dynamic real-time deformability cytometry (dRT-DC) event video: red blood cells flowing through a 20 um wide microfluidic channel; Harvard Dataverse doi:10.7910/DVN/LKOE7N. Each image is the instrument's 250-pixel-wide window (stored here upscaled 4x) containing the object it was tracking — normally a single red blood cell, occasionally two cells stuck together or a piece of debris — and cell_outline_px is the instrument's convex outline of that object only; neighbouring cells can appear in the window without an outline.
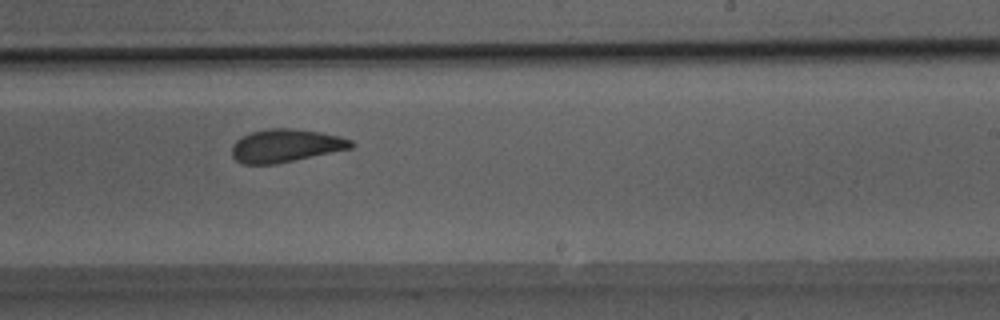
{"species": "Egyptian fruit bat (a non-hibernating species)", "species_latin": "Rousettus aegyptiacus", "temperature_condition": "room temperature", "stored_images_in_passage": 42, "camera_frame_rate_fps": 3000, "um_per_image_px": 0.085, "animal": {"sex": "male"}, "frame": {"image": 1, "passage_image": 27, "time_ms": 8.667, "image_size_px": [1000, 320], "cell_outline_px": [[356, 144], [352, 148], [276, 164], [244, 164], [236, 160], [232, 156], [232, 144], [236, 140], [252, 132], [268, 128], [292, 128], [320, 132], [340, 136], [352, 140]], "centroid_in_image_um": [24.3, 12.38], "position_along_channel_um": 264.7, "area_um2": 22.95}}
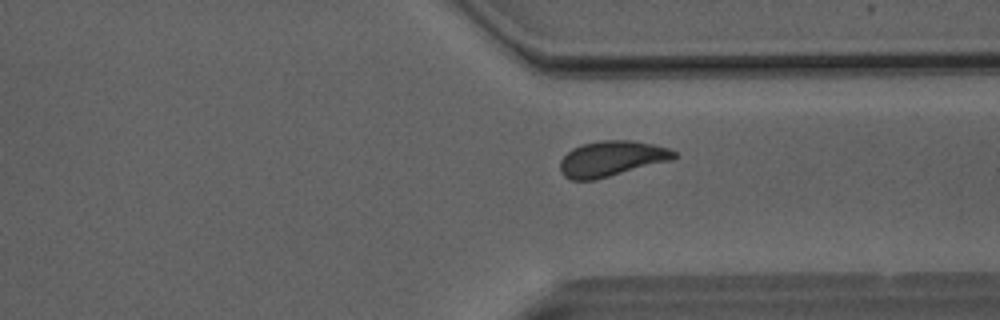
{"frame": {"image": 2, "passage_image": 34, "time_ms": 11.0, "image_size_px": [1000, 320], "cell_outline_px": [[680, 156], [672, 160], [596, 180], [572, 180], [564, 176], [560, 172], [560, 160], [572, 148], [580, 144], [600, 140], [632, 140], [652, 144], [668, 148], [676, 152]], "centroid_in_image_um": [51.99, 13.49], "position_along_channel_um": 359.4, "area_um2": 23.81}}
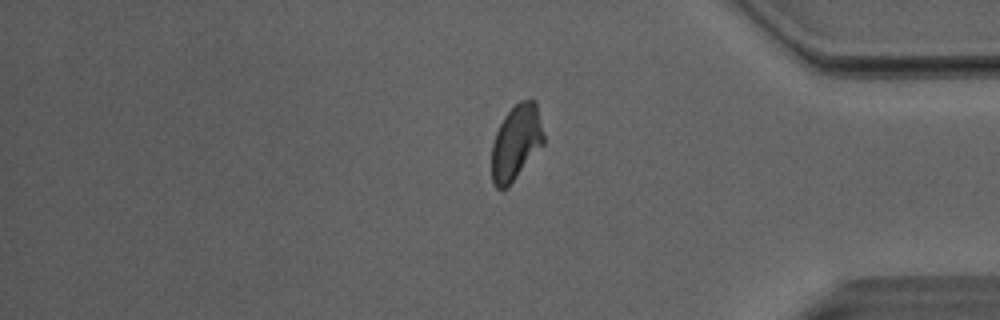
{"frame": {"image": 3, "passage_image": 38, "time_ms": 12.333, "image_size_px": [1000, 320], "cell_outline_px": [[544, 144], [508, 188], [496, 188], [492, 184], [492, 144], [496, 132], [504, 116], [520, 100], [536, 100], [544, 136]], "centroid_in_image_um": [43.87, 12.13], "position_along_channel_um": 391.3, "area_um2": 22.83}, "authors_computed_cell_mechanics": {"area_um2": 23.6113, "velocity_mm_per_s": 4.045, "shape_relaxation_time_tau1_ms": 5.3524, "shape_relaxation_time_tau2_ms": 1.7389, "deformation_change_tau1": 0.1469, "deformation_change_tau2": 0.0792}}